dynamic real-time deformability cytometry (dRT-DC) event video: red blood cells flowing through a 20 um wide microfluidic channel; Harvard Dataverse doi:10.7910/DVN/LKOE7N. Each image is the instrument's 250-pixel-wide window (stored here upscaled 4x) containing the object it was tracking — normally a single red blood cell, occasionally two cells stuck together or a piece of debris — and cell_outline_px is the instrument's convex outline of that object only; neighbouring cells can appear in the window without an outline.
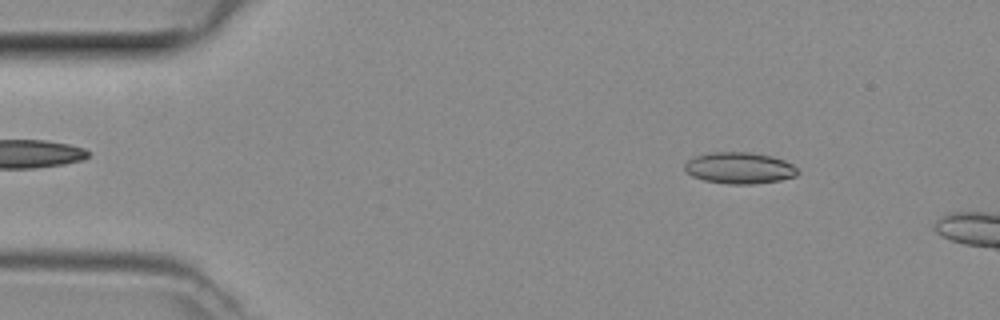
{"species": "common noctule bat (a hibernating species)", "species_latin": "Nyctalus noctula", "temperature_condition": "room temperature", "stored_images_in_passage": 15, "camera_frame_rate_fps": 3000, "um_per_image_px": 0.085, "animal": {"sex": "female", "body_mass_g": 29.2, "forearm_length_mm": 56.3}, "frame": {"image": 1, "passage_image": 7, "time_ms": 2.0, "image_size_px": [1000, 320], "cell_outline_px": [[800, 172], [796, 176], [780, 180], [752, 184], [728, 184], [704, 180], [692, 176], [684, 168], [684, 164], [688, 160], [696, 156], [712, 152], [748, 152], [772, 156], [784, 160], [792, 164]], "centroid_in_image_um": [62.87, 14.28], "position_along_channel_um": 22.1, "area_um2": 20.63}}